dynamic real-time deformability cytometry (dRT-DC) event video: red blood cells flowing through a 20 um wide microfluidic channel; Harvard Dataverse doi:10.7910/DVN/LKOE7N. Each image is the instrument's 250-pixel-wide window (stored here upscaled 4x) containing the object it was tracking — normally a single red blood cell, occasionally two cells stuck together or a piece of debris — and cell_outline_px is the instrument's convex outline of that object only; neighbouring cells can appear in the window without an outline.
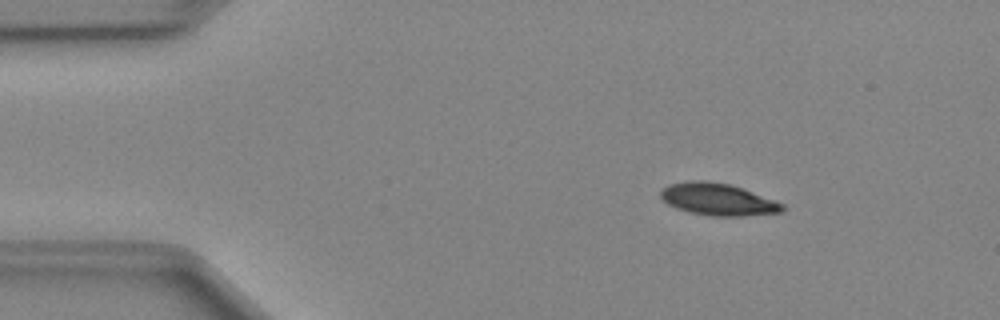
{"species": "Egyptian fruit bat (a non-hibernating species)", "species_latin": "Rousettus aegyptiacus", "temperature_condition": "cold", "stored_images_in_passage": 45, "camera_frame_rate_fps": 3000, "um_per_image_px": 0.085, "animal": {"sex": "female"}, "frame": {"image": 1, "passage_image": 2, "time_ms": 0.333, "image_size_px": [1000, 320], "cell_outline_px": [[788, 208], [784, 212], [744, 216], [712, 216], [692, 212], [676, 208], [668, 204], [660, 196], [660, 192], [668, 184], [688, 180], [704, 180], [728, 184], [752, 192], [784, 204]], "centroid_in_image_um": [61.04, 16.95], "position_along_channel_um": 24.0, "area_um2": 22.66}}
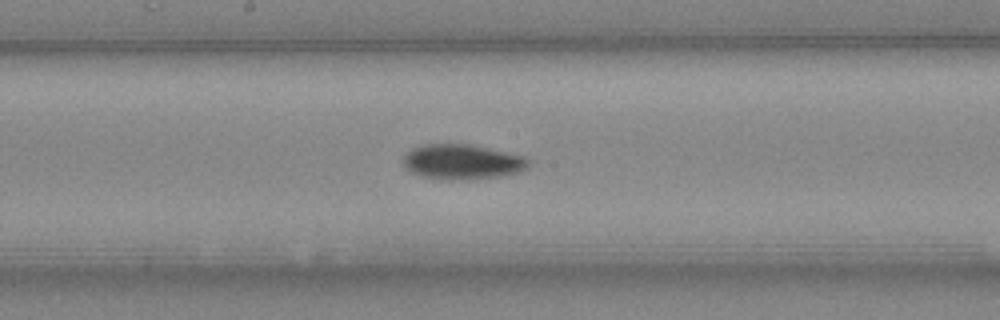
{"frame": {"image": 2, "passage_image": 21, "time_ms": 6.667, "image_size_px": [1000, 320], "cell_outline_px": [[528, 168], [520, 172], [500, 176], [460, 180], [448, 180], [424, 176], [412, 172], [404, 168], [400, 160], [412, 148], [420, 144], [468, 144], [524, 156], [528, 160]], "centroid_in_image_um": [39.24, 13.76], "position_along_channel_um": 209.0, "area_um2": 25.55}}
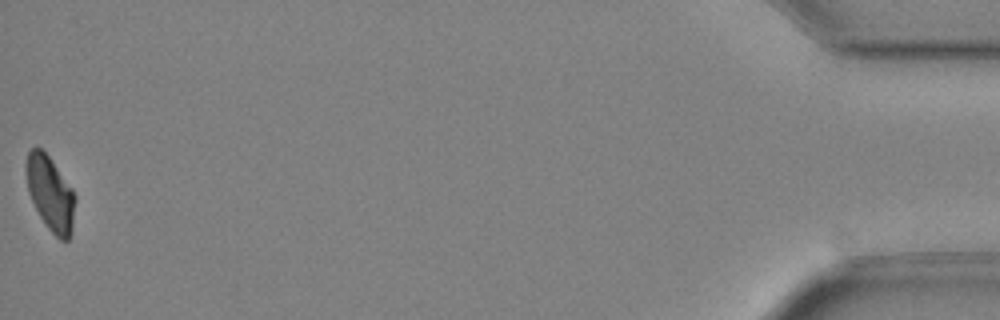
{"frame": {"image": 3, "passage_image": 45, "time_ms": 14.667, "image_size_px": [1000, 320], "cell_outline_px": [[76, 200], [72, 232], [68, 240], [60, 240], [48, 228], [40, 216], [28, 192], [24, 168], [24, 164], [28, 152], [32, 148], [40, 148], [48, 156], [72, 188], [76, 196]], "centroid_in_image_um": [4.27, 16.45], "position_along_channel_um": 430.9, "area_um2": 21.33}, "authors_computed_cell_mechanics": {"area_um2": 23.5246, "velocity_mm_per_s": 4.0135, "shape_relaxation_time_tau1_ms": 2.1838, "shape_relaxation_time_tau2_ms": null, "deformation_change_tau1": 0.1093, "deformation_change_tau2": null}}